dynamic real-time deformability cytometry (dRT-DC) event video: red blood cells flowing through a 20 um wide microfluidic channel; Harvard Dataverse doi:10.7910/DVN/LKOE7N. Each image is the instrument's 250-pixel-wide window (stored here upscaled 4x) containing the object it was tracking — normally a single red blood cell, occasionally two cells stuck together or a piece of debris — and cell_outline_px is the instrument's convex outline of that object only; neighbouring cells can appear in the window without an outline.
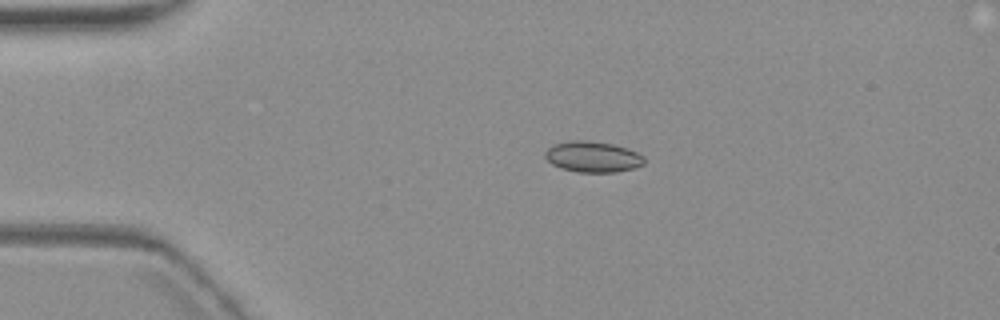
{"species": "common noctule bat (a hibernating species)", "species_latin": "Nyctalus noctula", "temperature_condition": "warm", "stored_images_in_passage": 5, "camera_frame_rate_fps": 3000, "um_per_image_px": 0.085, "animal": {"sex": "female", "body_mass_g": 19.3, "forearm_length_mm": 54.1}, "frame": {"image": 1, "passage_image": 3, "time_ms": 2.333, "image_size_px": [1000, 320], "cell_outline_px": [[644, 164], [632, 168], [616, 172], [576, 172], [560, 168], [552, 164], [544, 156], [544, 152], [552, 144], [572, 140], [584, 140], [612, 144], [636, 152], [644, 156]], "centroid_in_image_um": [50.34, 13.33], "position_along_channel_um": 34.7, "area_um2": 17.74}}